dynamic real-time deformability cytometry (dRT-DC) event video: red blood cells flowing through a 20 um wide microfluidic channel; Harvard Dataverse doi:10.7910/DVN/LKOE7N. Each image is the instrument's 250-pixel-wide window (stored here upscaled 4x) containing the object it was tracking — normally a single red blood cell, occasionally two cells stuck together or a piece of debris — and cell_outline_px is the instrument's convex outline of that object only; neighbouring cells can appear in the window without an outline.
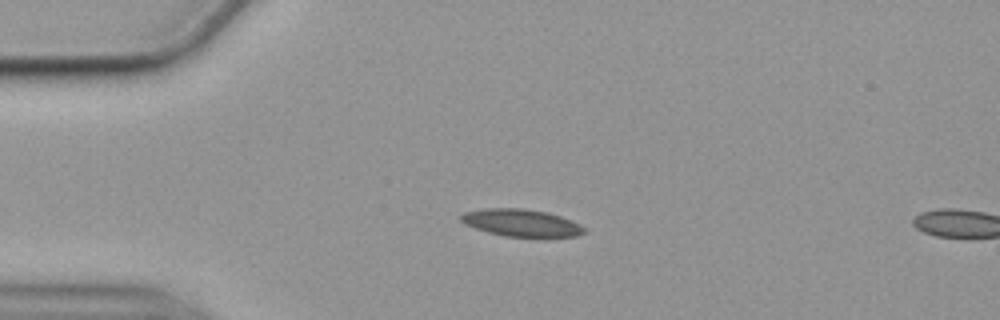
{"species": "common noctule bat (a hibernating species)", "species_latin": "Nyctalus noctula", "temperature_condition": "cold", "stored_images_in_passage": 15, "camera_frame_rate_fps": 3000, "um_per_image_px": 0.085, "animal": {"sex": "female", "body_mass_g": 19.9}, "frame": {"image": 1, "passage_image": 13, "time_ms": 4.0, "image_size_px": [1000, 320], "cell_outline_px": [[588, 232], [576, 236], [548, 240], [544, 240], [504, 236], [488, 232], [464, 224], [460, 220], [460, 216], [464, 212], [488, 208], [520, 208], [548, 212], [560, 216], [580, 224], [588, 228]], "centroid_in_image_um": [44.43, 19.0], "position_along_channel_um": 40.6, "area_um2": 20.58}}